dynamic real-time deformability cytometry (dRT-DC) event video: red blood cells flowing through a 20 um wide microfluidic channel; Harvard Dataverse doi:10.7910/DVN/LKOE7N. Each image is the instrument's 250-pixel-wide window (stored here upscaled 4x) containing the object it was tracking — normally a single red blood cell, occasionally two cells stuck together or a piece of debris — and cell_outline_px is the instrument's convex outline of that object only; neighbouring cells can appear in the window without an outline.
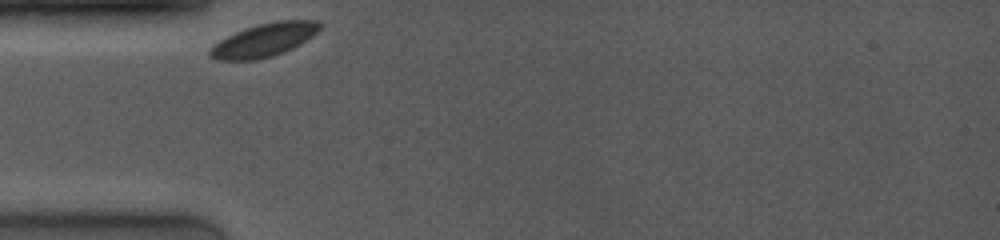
{"species": "common noctule bat (a hibernating species)", "species_latin": "Nyctalus noctula", "temperature_condition": "room temperature", "stored_images_in_passage": 21, "camera_frame_rate_fps": 4000, "um_per_image_px": 0.085, "animal": {"sex": "female", "body_mass_g": 19.0, "forearm_length_mm": 53.3}, "frame": {"image": 1, "passage_image": 1, "time_ms": 0.0, "image_size_px": [1000, 240], "cell_outline_px": [[324, 24], [312, 36], [300, 44], [284, 52], [272, 56], [256, 60], [216, 60], [208, 56], [208, 48], [212, 44], [244, 28], [276, 20], [320, 20]], "centroid_in_image_um": [22.44, 3.4], "position_along_channel_um": 62.6, "area_um2": 21.5}}